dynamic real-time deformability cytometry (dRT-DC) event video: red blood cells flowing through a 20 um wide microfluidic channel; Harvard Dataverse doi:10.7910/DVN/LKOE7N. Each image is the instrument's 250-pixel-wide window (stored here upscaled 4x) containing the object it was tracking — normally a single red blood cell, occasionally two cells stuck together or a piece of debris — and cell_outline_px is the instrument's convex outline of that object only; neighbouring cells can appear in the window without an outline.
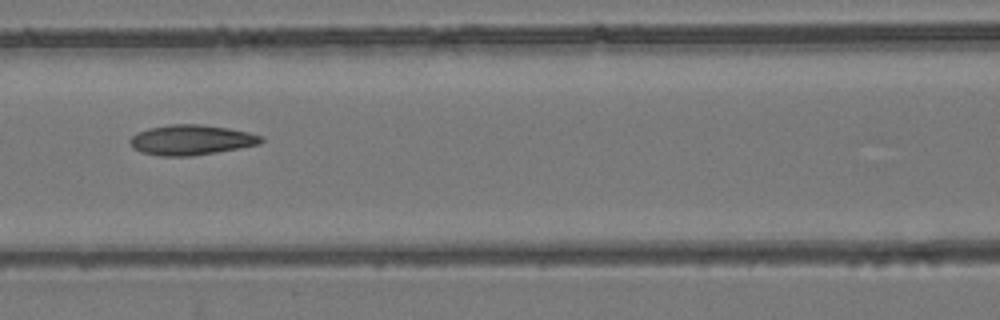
{"species": "common noctule bat (a hibernating species)", "species_latin": "Nyctalus noctula", "temperature_condition": "room temperature", "stored_images_in_passage": 7, "camera_frame_rate_fps": 3000, "um_per_image_px": 0.085, "animal": {"sex": "female", "body_mass_g": 24.6, "forearm_length_mm": 56.2}, "frame": {"image": 1, "passage_image": 7, "time_ms": 2.0, "image_size_px": [1000, 320], "cell_outline_px": [[264, 140], [260, 144], [216, 152], [192, 156], [160, 156], [140, 152], [132, 148], [128, 140], [136, 132], [148, 128], [172, 124], [200, 124], [228, 128], [248, 132], [264, 136]], "centroid_in_image_um": [16.23, 11.89], "position_along_channel_um": 150.4, "area_um2": 23.18}}